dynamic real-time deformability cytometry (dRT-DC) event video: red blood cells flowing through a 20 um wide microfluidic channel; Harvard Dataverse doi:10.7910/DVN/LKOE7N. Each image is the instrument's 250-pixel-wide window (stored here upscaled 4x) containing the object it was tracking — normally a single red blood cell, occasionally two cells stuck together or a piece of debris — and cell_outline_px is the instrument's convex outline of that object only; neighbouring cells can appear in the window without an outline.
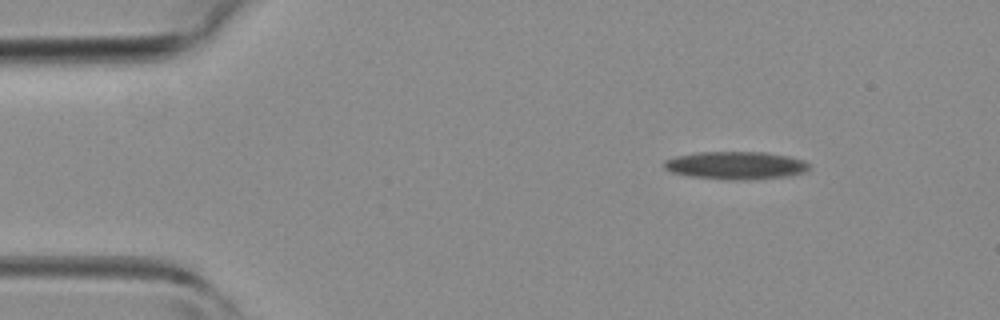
{"species": "common noctule bat (a hibernating species)", "species_latin": "Nyctalus noctula", "temperature_condition": "room temperature", "stored_images_in_passage": 4, "camera_frame_rate_fps": 3000, "um_per_image_px": 0.085, "animal": {"sex": "female", "body_mass_g": 19.3, "forearm_length_mm": 54.1}, "frame": {"image": 1, "passage_image": 1, "time_ms": 0.0, "image_size_px": [1000, 320], "cell_outline_px": [[808, 168], [804, 172], [788, 176], [748, 180], [728, 180], [692, 176], [672, 172], [664, 168], [664, 160], [676, 156], [700, 152], [768, 152], [788, 156], [804, 160], [808, 164]], "centroid_in_image_um": [62.55, 14.06], "position_along_channel_um": 22.5, "area_um2": 23.47}}